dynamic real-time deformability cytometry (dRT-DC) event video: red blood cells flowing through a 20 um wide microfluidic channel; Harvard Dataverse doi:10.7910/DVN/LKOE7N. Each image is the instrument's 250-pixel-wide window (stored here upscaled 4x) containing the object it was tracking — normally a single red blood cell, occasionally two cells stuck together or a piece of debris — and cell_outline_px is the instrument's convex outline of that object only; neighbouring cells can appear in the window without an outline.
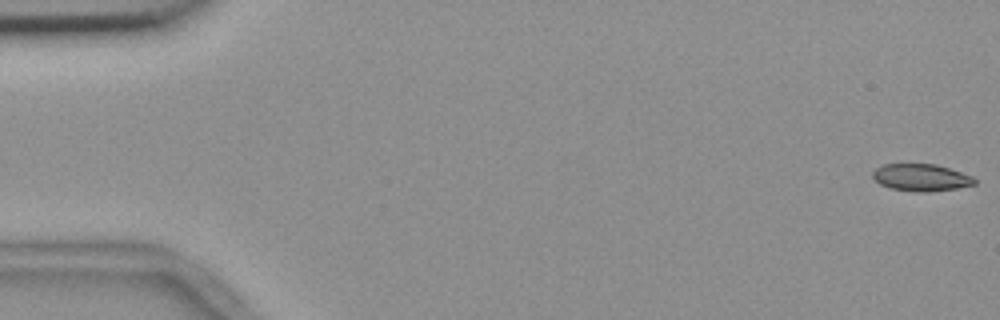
{"species": "common noctule bat (a hibernating species)", "species_latin": "Nyctalus noctula", "temperature_condition": "room temperature", "stored_images_in_passage": 56, "camera_frame_rate_fps": 3000, "um_per_image_px": 0.085, "animal": {"sex": "female", "body_mass_g": 18.4}, "frame": {"image": 1, "passage_image": 1, "time_ms": 0.0, "image_size_px": [1000, 320], "cell_outline_px": [[976, 184], [956, 188], [928, 192], [916, 192], [888, 188], [880, 184], [872, 176], [872, 172], [876, 168], [884, 164], [936, 164], [972, 176], [976, 180]], "centroid_in_image_um": [78.27, 15.09], "position_along_channel_um": 6.7, "area_um2": 16.07}}
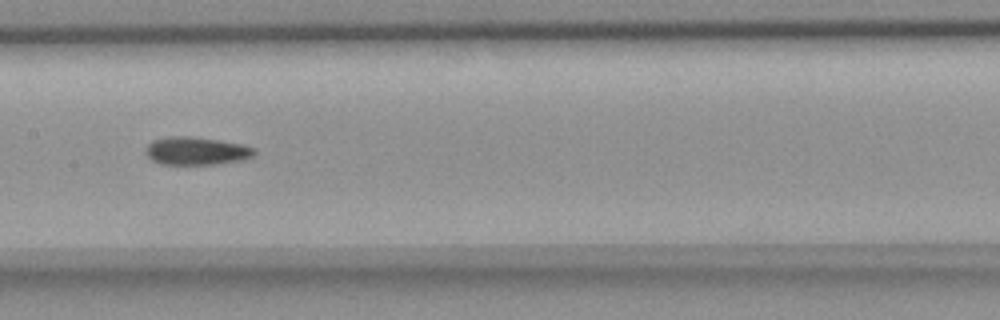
{"frame": {"image": 2, "passage_image": 28, "time_ms": 9.0, "image_size_px": [1000, 320], "cell_outline_px": [[256, 156], [244, 160], [216, 164], [160, 164], [152, 160], [144, 152], [148, 144], [152, 140], [172, 136], [188, 136], [216, 140], [240, 144], [256, 148]], "centroid_in_image_um": [16.71, 12.84], "position_along_channel_um": 190.7, "area_um2": 17.74}}
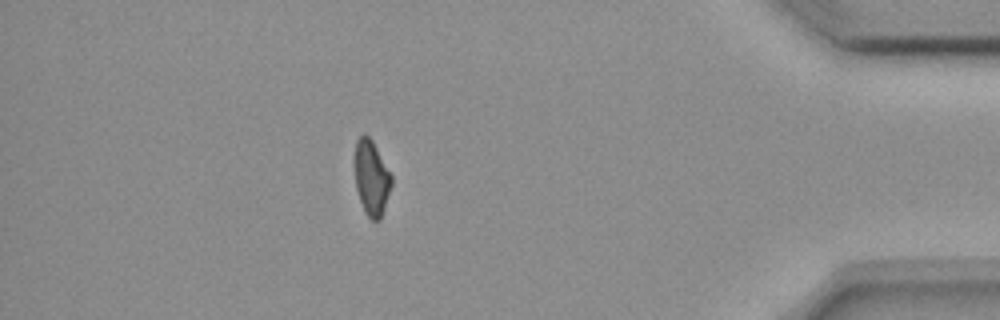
{"frame": {"image": 3, "passage_image": 49, "time_ms": 16.0, "image_size_px": [1000, 320], "cell_outline_px": [[392, 184], [380, 220], [372, 220], [364, 212], [356, 188], [352, 164], [356, 140], [364, 132], [372, 140], [392, 176]], "centroid_in_image_um": [31.53, 15.07], "position_along_channel_um": 403.7, "area_um2": 16.42}, "authors_computed_cell_mechanics": {"area_um2": 17.0221, "velocity_mm_per_s": 3.6868, "shape_relaxation_time_tau1_ms": null, "shape_relaxation_time_tau2_ms": 9.3695, "deformation_change_tau1": null, "deformation_change_tau2": 0.1578}}